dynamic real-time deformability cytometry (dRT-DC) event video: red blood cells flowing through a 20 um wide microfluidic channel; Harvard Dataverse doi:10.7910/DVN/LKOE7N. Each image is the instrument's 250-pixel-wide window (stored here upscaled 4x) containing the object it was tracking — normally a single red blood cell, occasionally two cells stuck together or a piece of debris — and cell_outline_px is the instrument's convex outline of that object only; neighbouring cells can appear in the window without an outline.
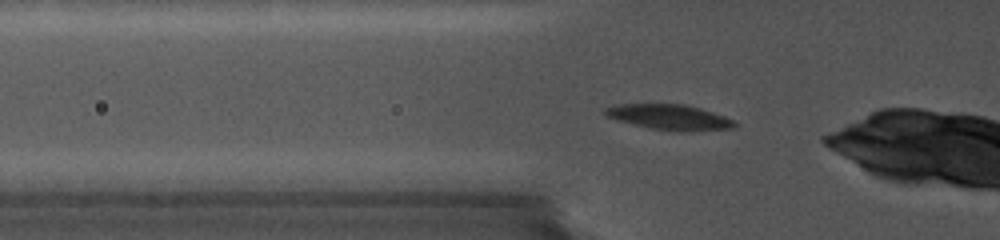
{"species": "common noctule bat (a hibernating species)", "species_latin": "Nyctalus noctula", "temperature_condition": "cold", "stored_images_in_passage": 41, "camera_frame_rate_fps": 5000, "um_per_image_px": 0.085, "animal": {"sex": "female", "body_mass_g": 19.0, "forearm_length_mm": 56.7}, "frame": {"image": 1, "passage_image": 5, "time_ms": 0.8, "image_size_px": [1000, 240], "cell_outline_px": [[740, 124], [736, 128], [692, 132], [680, 132], [648, 128], [616, 120], [604, 116], [604, 108], [620, 104], [684, 104], [700, 108], [724, 116]], "centroid_in_image_um": [56.93, 9.98], "position_along_channel_um": 68.9, "area_um2": 19.48}}
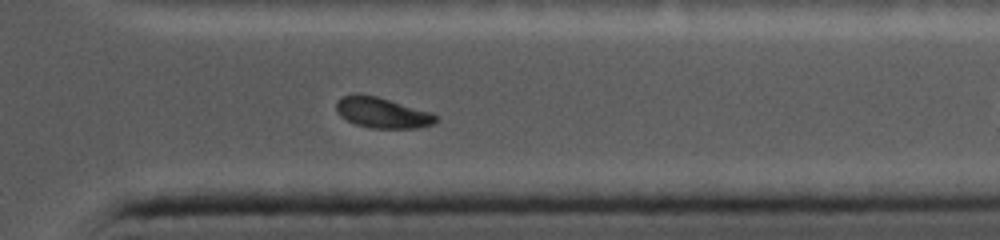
{"frame": {"image": 2, "passage_image": 35, "time_ms": 9.2, "image_size_px": [1000, 240], "cell_outline_px": [[436, 124], [420, 128], [368, 128], [356, 124], [340, 116], [336, 108], [336, 100], [344, 96], [356, 92], [360, 92], [376, 96], [432, 112], [436, 116]], "centroid_in_image_um": [32.48, 9.57], "position_along_channel_um": 378.9, "area_um2": 17.98}}
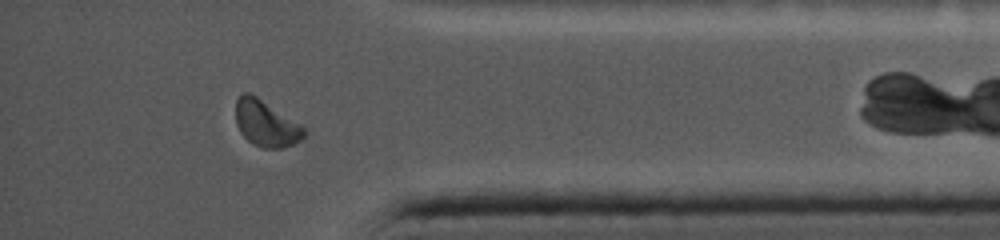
{"frame": {"image": 3, "passage_image": 37, "time_ms": 10.2, "image_size_px": [1000, 240], "cell_outline_px": [[304, 136], [300, 140], [292, 144], [280, 148], [264, 148], [252, 144], [240, 132], [236, 124], [236, 100], [244, 92], [248, 92], [256, 96], [300, 124], [304, 128]], "centroid_in_image_um": [22.58, 10.5], "position_along_channel_um": 412.6, "area_um2": 18.03}, "authors_computed_cell_mechanics": {"area_um2": 19.1318, "velocity_mm_per_s": 3.713, "shape_relaxation_time_tau1_ms": null, "shape_relaxation_time_tau2_ms": 3.2056, "deformation_change_tau1": null, "deformation_change_tau2": 0.0586}}